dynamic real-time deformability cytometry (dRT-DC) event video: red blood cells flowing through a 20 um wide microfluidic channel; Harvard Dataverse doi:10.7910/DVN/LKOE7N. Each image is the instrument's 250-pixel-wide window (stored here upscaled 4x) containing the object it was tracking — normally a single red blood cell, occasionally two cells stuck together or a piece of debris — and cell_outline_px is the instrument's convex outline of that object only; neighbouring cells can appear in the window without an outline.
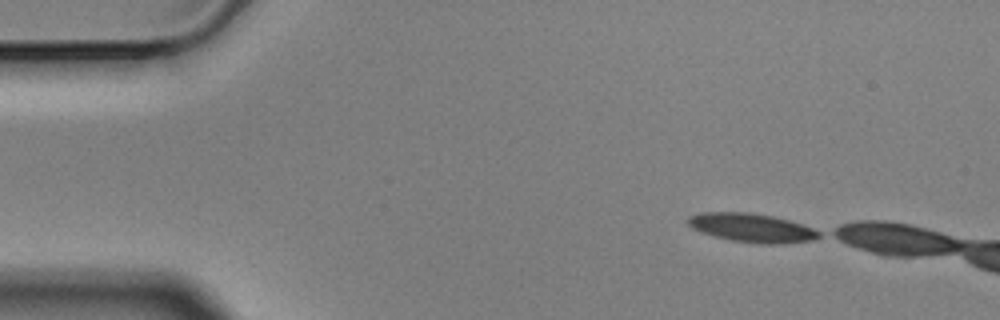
{"species": "Egyptian fruit bat (a non-hibernating species)", "species_latin": "Rousettus aegyptiacus", "temperature_condition": "cold", "stored_images_in_passage": 3, "segment_of_instrument_passage": [2, 2], "camera_frame_rate_fps": 3000, "um_per_image_px": 0.085, "animal": {"sex": "male"}, "frame": {"image": 1, "passage_image": 3, "time_ms": 0.667, "image_size_px": [1000, 320], "cell_outline_px": [[820, 236], [812, 240], [780, 244], [760, 244], [732, 240], [700, 232], [692, 228], [688, 224], [688, 216], [700, 212], [748, 212], [772, 216], [788, 220], [812, 228], [820, 232]], "centroid_in_image_um": [63.87, 19.36], "position_along_channel_um": 21.1, "area_um2": 21.79}}